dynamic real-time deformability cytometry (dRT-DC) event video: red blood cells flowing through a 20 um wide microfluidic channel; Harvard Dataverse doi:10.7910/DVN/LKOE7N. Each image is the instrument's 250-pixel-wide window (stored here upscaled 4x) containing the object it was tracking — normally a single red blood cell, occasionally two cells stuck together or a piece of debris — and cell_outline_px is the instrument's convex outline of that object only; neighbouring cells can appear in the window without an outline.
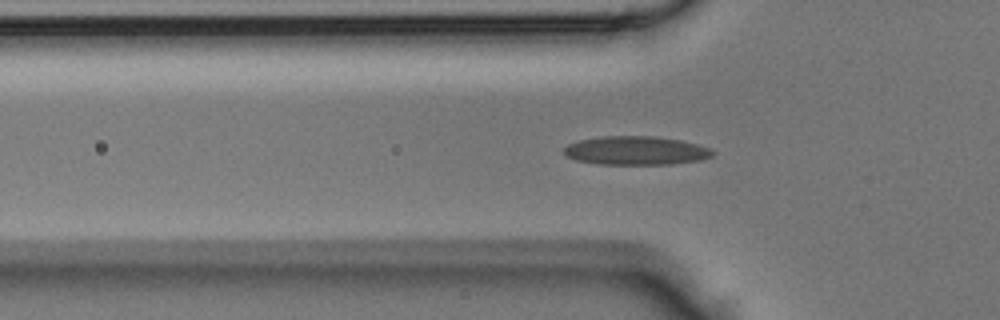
{"species": "Egyptian fruit bat (a non-hibernating species)", "species_latin": "Rousettus aegyptiacus", "temperature_condition": "room temperature", "stored_images_in_passage": 29, "camera_frame_rate_fps": 3000, "um_per_image_px": 0.085, "animal": {"sex": "male"}, "frame": {"image": 1, "passage_image": 8, "time_ms": 2.333, "image_size_px": [1000, 320], "cell_outline_px": [[716, 152], [712, 156], [700, 160], [672, 164], [600, 164], [576, 160], [568, 156], [564, 152], [564, 148], [568, 144], [580, 140], [604, 136], [656, 136], [680, 140], [712, 148]], "centroid_in_image_um": [54.1, 12.8], "position_along_channel_um": 71.7, "area_um2": 24.8}}
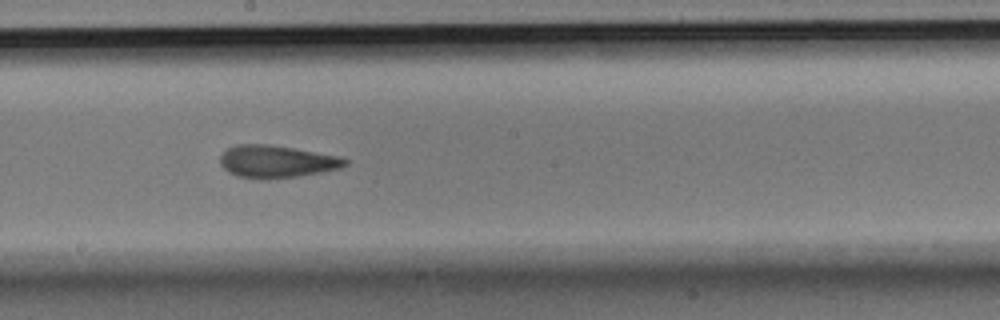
{"frame": {"image": 2, "passage_image": 18, "time_ms": 5.667, "image_size_px": [1000, 320], "cell_outline_px": [[348, 164], [340, 168], [320, 172], [296, 176], [264, 180], [260, 180], [236, 176], [228, 172], [220, 164], [220, 156], [228, 148], [236, 144], [268, 144], [340, 156], [348, 160]], "centroid_in_image_um": [23.48, 13.74], "position_along_channel_um": 224.7, "area_um2": 23.64}}
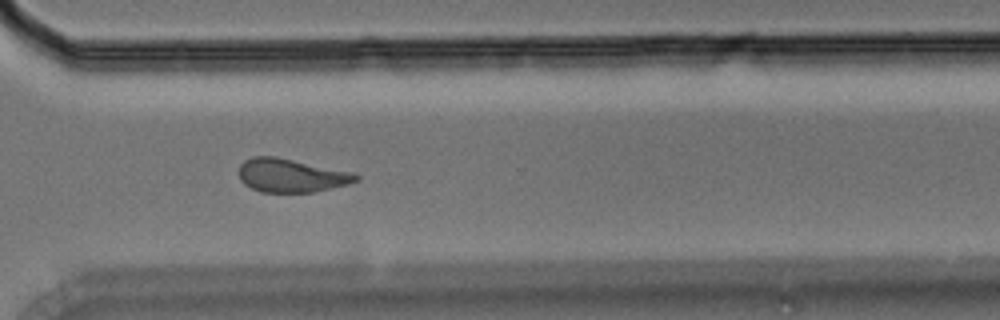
{"frame": {"image": 3, "passage_image": 26, "time_ms": 8.333, "image_size_px": [1000, 320], "cell_outline_px": [[360, 180], [348, 184], [312, 192], [260, 192], [244, 184], [240, 180], [236, 172], [240, 164], [244, 160], [252, 156], [276, 156], [352, 172], [360, 176]], "centroid_in_image_um": [24.7, 14.9], "position_along_channel_um": 345.9, "area_um2": 23.06}}